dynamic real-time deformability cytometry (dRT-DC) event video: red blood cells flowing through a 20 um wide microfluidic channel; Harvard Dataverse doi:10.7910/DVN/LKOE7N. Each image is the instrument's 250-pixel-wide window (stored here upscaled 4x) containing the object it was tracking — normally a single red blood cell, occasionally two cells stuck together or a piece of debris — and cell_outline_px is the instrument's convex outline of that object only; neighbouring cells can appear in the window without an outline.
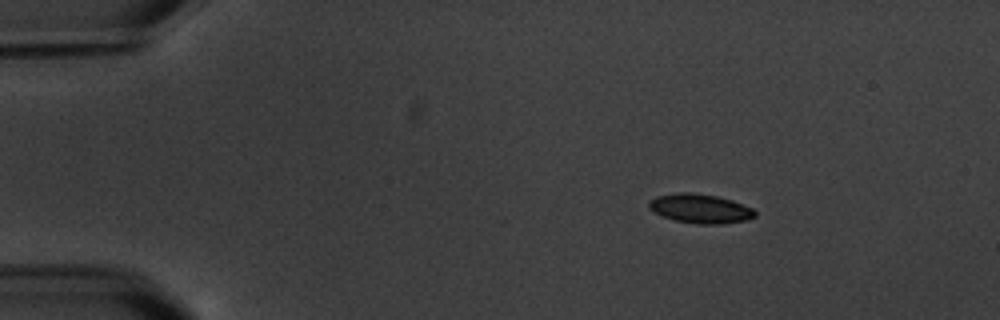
{"species": "common noctule bat (a hibernating species)", "species_latin": "Nyctalus noctula", "temperature_condition": "warm", "stored_images_in_passage": 3, "camera_frame_rate_fps": 3000, "um_per_image_px": 0.085, "animal": {"sex": "male", "body_mass_g": 20.1, "forearm_length_mm": 53.5}, "frame": {"image": 1, "passage_image": 1, "time_ms": 0.0, "image_size_px": [1000, 320], "cell_outline_px": [[756, 216], [748, 220], [716, 224], [696, 224], [676, 220], [652, 212], [648, 208], [648, 204], [656, 196], [676, 192], [688, 192], [716, 196], [732, 200], [752, 208], [756, 212]], "centroid_in_image_um": [59.51, 17.73], "position_along_channel_um": 25.5, "area_um2": 17.98}}
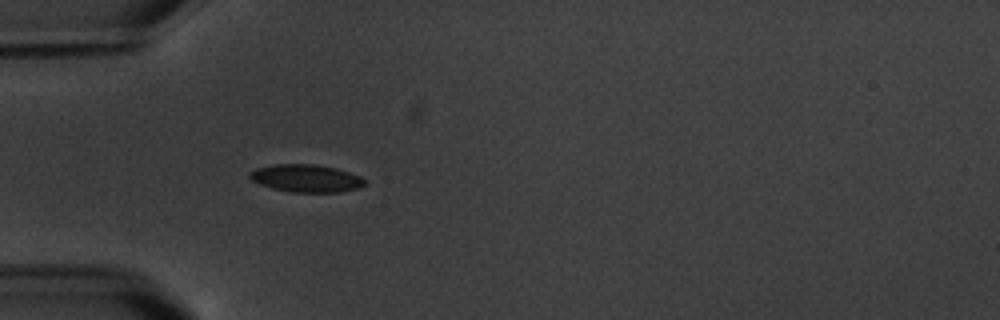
{"frame": {"image": 2, "passage_image": 3, "time_ms": 3.0, "image_size_px": [1000, 320], "cell_outline_px": [[364, 184], [360, 188], [340, 192], [288, 192], [272, 188], [260, 184], [252, 180], [248, 176], [248, 172], [256, 168], [276, 164], [312, 164], [336, 168], [360, 176], [364, 180]], "centroid_in_image_um": [25.99, 15.16], "position_along_channel_um": 59.0, "area_um2": 18.5}}